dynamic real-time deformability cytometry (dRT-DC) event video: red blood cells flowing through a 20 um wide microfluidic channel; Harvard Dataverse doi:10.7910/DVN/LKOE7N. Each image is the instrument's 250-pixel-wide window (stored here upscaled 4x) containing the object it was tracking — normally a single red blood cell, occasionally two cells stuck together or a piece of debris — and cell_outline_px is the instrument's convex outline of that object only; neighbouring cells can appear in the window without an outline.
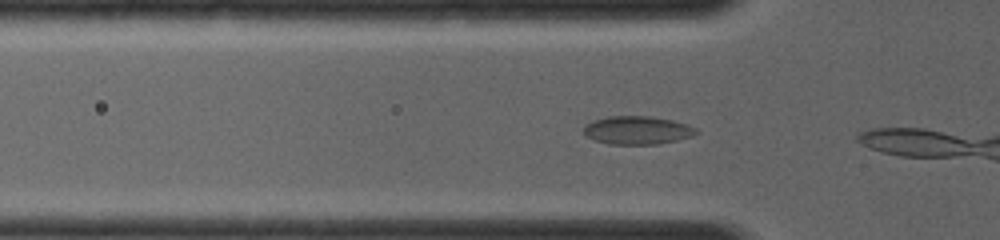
{"species": "common noctule bat (a hibernating species)", "species_latin": "Nyctalus noctula", "temperature_condition": "room temperature", "stored_images_in_passage": 5, "camera_frame_rate_fps": 4000, "um_per_image_px": 0.085, "animal": {"sex": "female", "body_mass_g": 19.0, "forearm_length_mm": 56.7}, "frame": {"image": 1, "passage_image": 4, "time_ms": 0.75, "image_size_px": [1000, 240], "cell_outline_px": [[700, 132], [692, 136], [676, 140], [656, 144], [608, 144], [596, 140], [588, 136], [584, 132], [584, 124], [592, 120], [608, 116], [648, 116], [672, 120], [688, 124], [696, 128]], "centroid_in_image_um": [54.18, 11.06], "position_along_channel_um": 71.6, "area_um2": 18.5}}